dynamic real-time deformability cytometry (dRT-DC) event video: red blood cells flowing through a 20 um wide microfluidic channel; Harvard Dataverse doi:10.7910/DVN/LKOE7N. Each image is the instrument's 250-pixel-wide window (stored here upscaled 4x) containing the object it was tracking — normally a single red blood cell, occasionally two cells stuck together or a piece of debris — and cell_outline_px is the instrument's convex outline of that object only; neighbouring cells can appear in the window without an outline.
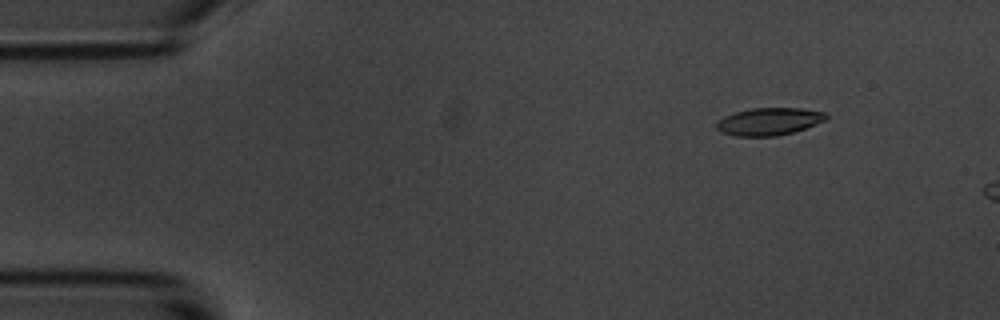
{"species": "common noctule bat (a hibernating species)", "species_latin": "Nyctalus noctula", "temperature_condition": "room temperature", "stored_images_in_passage": 4, "camera_frame_rate_fps": 3000, "um_per_image_px": 0.085, "animal": {"sex": "male", "body_mass_g": 20.1, "forearm_length_mm": 53.5}, "frame": {"image": 1, "passage_image": 2, "time_ms": 1.333, "image_size_px": [1000, 320], "cell_outline_px": [[828, 116], [824, 120], [816, 124], [792, 132], [776, 136], [736, 136], [720, 132], [716, 128], [716, 124], [724, 116], [736, 112], [752, 108], [800, 108], [828, 112]], "centroid_in_image_um": [65.37, 10.32], "position_along_channel_um": 19.6, "area_um2": 17.46}}